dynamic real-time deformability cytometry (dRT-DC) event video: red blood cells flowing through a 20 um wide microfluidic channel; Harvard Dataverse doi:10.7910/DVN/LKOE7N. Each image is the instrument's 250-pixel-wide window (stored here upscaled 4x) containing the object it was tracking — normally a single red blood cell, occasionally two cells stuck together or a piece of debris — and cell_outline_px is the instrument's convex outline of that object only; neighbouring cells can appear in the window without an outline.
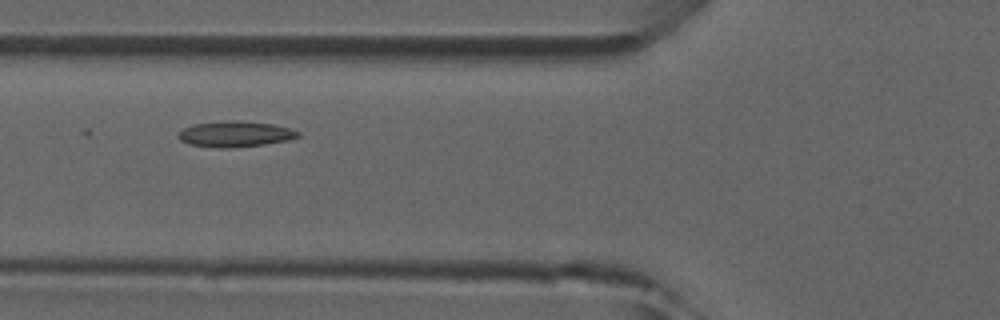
{"species": "common noctule bat (a hibernating species)", "species_latin": "Nyctalus noctula", "temperature_condition": "room temperature", "stored_images_in_passage": 46, "camera_frame_rate_fps": 3000, "um_per_image_px": 0.085, "animal": {"sex": "male", "forearm_length_mm": 52.5}, "frame": {"image": 1, "passage_image": 14, "time_ms": 4.333, "image_size_px": [1000, 320], "cell_outline_px": [[300, 136], [288, 140], [264, 144], [232, 148], [220, 148], [188, 144], [180, 140], [176, 136], [184, 128], [192, 124], [228, 120], [240, 120], [272, 124], [288, 128], [300, 132]], "centroid_in_image_um": [19.97, 11.39], "position_along_channel_um": 105.8, "area_um2": 18.03}}